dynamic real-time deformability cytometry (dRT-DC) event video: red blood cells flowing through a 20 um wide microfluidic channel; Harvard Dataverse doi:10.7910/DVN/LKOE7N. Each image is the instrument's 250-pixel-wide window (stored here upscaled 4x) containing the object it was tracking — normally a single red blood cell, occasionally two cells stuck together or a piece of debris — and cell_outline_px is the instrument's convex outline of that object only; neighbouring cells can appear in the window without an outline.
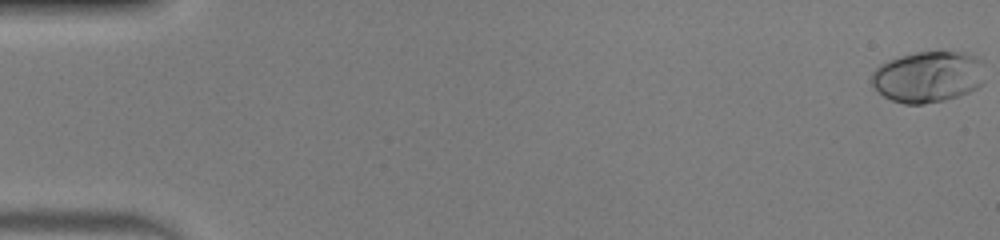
{"species": "human", "species_latin": "Homo sapiens", "temperature_condition": "warm", "stored_images_in_passage": 52, "camera_frame_rate_fps": 3000, "um_per_image_px": 0.085, "donor": {"sex": "male"}, "frame": {"image": 1, "passage_image": 1, "time_ms": 0.0, "image_size_px": [1000, 240], "cell_outline_px": [[984, 84], [968, 92], [944, 100], [924, 104], [904, 104], [892, 100], [884, 96], [872, 84], [872, 72], [880, 64], [888, 60], [900, 56], [916, 52], [968, 52], [980, 56], [984, 80]], "centroid_in_image_um": [78.91, 6.51], "position_along_channel_um": 6.1, "area_um2": 33.93}}
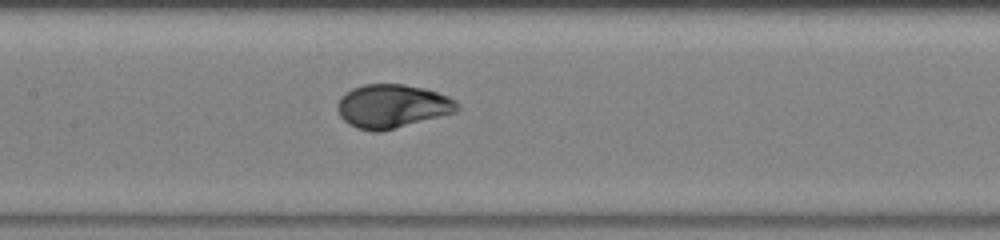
{"frame": {"image": 2, "passage_image": 26, "time_ms": 8.333, "image_size_px": [1000, 240], "cell_outline_px": [[460, 108], [456, 112], [380, 132], [372, 132], [356, 128], [348, 124], [340, 116], [336, 108], [336, 104], [340, 96], [352, 88], [364, 84], [404, 84], [424, 88], [448, 96], [456, 100], [460, 104]], "centroid_in_image_um": [33.32, 9.02], "position_along_channel_um": 174.1, "area_um2": 30.69}}
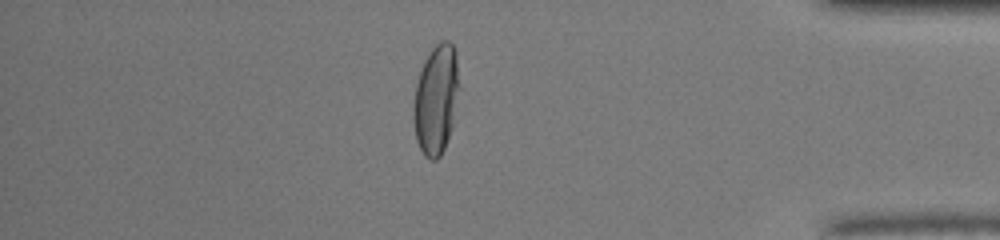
{"frame": {"image": 3, "passage_image": 45, "time_ms": 14.667, "image_size_px": [1000, 240], "cell_outline_px": [[460, 88], [452, 128], [444, 148], [440, 156], [436, 160], [432, 160], [424, 156], [416, 140], [412, 116], [412, 108], [416, 84], [420, 68], [424, 60], [432, 48], [440, 40], [448, 40], [452, 44], [456, 52]], "centroid_in_image_um": [37.06, 8.44], "position_along_channel_um": 398.1, "area_um2": 29.77}, "authors_computed_cell_mechanics": {"area_um2": 30.923, "velocity_mm_per_s": 4.054, "shape_relaxation_time_tau1_ms": 3.131, "shape_relaxation_time_tau2_ms": null, "deformation_change_tau1": 0.1946, "deformation_change_tau2": null}}